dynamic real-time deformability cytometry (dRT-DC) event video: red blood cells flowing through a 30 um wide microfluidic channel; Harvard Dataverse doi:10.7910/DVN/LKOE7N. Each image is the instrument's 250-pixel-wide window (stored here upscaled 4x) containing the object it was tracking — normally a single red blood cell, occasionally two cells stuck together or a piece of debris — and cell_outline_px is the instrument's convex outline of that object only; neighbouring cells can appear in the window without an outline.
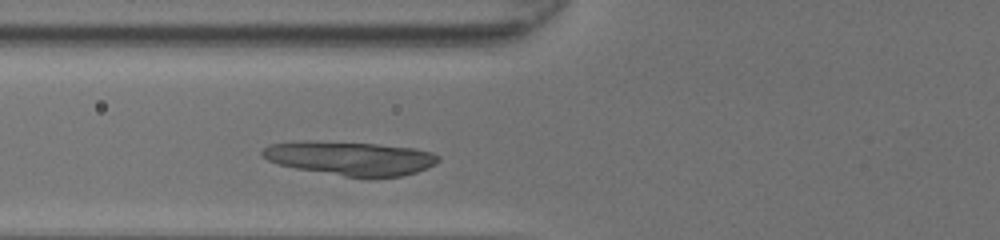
{"species": "common noctule bat (a hibernating species)", "species_latin": "Nyctalus noctula", "temperature_condition": "room temperature", "stored_images_in_passage": 36, "camera_frame_rate_fps": 3000, "um_per_image_px": 0.085, "animal": {"sex": "female", "body_mass_g": 20.0, "forearm_length_mm": 54.0}, "frame": {"image": 1, "passage_image": 14, "time_ms": 4.333, "image_size_px": [1000, 240], "cell_outline_px": [[440, 160], [436, 164], [428, 168], [416, 172], [400, 176], [372, 180], [368, 180], [296, 168], [280, 164], [268, 160], [260, 152], [268, 144], [304, 140], [308, 140], [376, 144], [412, 148], [432, 152], [440, 156]], "centroid_in_image_um": [29.82, 13.47], "position_along_channel_um": 96.0, "area_um2": 35.26}}
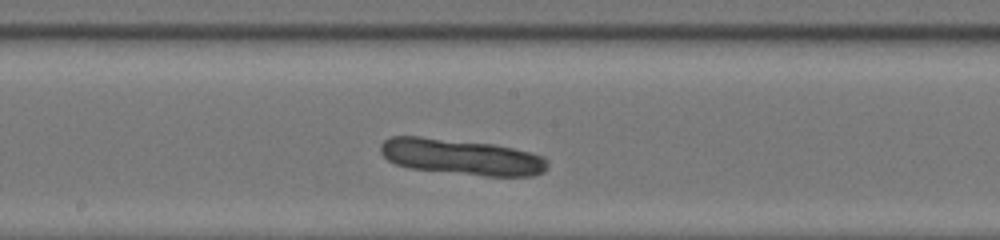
{"frame": {"image": 2, "passage_image": 22, "time_ms": 7.0, "image_size_px": [1000, 240], "cell_outline_px": [[548, 168], [544, 172], [532, 176], [484, 176], [408, 168], [396, 164], [388, 160], [380, 152], [380, 144], [384, 140], [392, 136], [420, 136], [496, 144], [544, 156], [548, 160]], "centroid_in_image_um": [39.23, 13.33], "position_along_channel_um": 209.0, "area_um2": 35.2}}
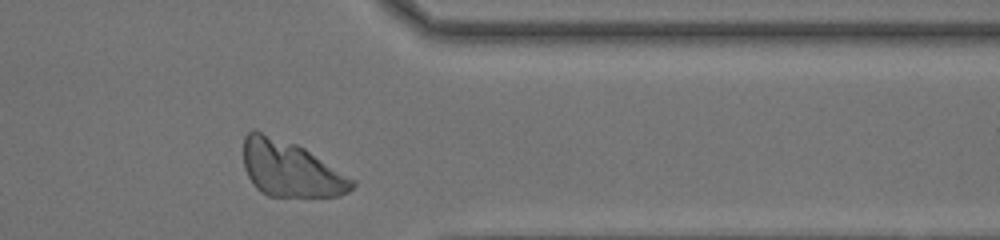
{"frame": {"image": 3, "passage_image": 35, "time_ms": 11.333, "image_size_px": [1000, 240], "cell_outline_px": [[356, 184], [348, 192], [340, 196], [268, 196], [260, 192], [252, 184], [244, 168], [244, 136], [252, 128], [256, 128], [296, 144], [304, 148], [356, 180]], "centroid_in_image_um": [24.67, 14.34], "position_along_channel_um": 386.7, "area_um2": 35.6}}